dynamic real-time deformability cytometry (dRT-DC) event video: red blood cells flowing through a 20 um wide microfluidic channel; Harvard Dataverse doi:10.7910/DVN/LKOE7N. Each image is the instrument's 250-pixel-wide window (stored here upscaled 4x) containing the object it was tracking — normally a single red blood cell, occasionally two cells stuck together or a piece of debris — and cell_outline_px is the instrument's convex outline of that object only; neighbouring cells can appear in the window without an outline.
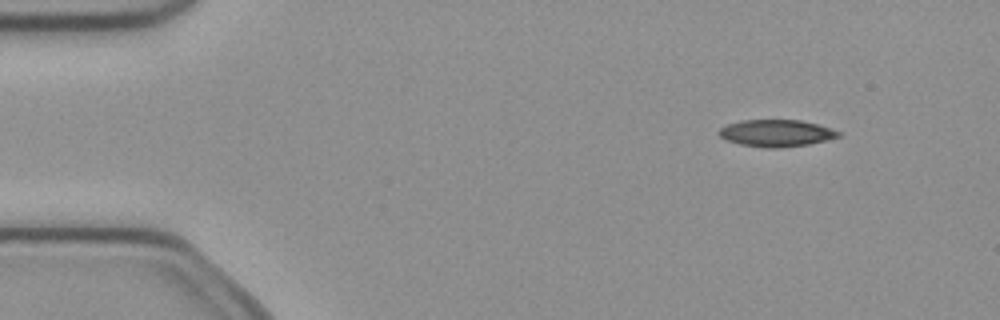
{"species": "common noctule bat (a hibernating species)", "species_latin": "Nyctalus noctula", "temperature_condition": "cold", "stored_images_in_passage": 4, "camera_frame_rate_fps": 3000, "um_per_image_px": 0.085, "animal": {"sex": "female", "body_mass_g": 21.9}, "frame": {"image": 1, "passage_image": 2, "time_ms": 0.333, "image_size_px": [1000, 320], "cell_outline_px": [[840, 136], [828, 140], [808, 144], [776, 148], [764, 148], [740, 144], [724, 140], [720, 136], [720, 128], [728, 124], [740, 120], [800, 120], [816, 124], [840, 132]], "centroid_in_image_um": [65.95, 11.32], "position_along_channel_um": 19.0, "area_um2": 18.61}}